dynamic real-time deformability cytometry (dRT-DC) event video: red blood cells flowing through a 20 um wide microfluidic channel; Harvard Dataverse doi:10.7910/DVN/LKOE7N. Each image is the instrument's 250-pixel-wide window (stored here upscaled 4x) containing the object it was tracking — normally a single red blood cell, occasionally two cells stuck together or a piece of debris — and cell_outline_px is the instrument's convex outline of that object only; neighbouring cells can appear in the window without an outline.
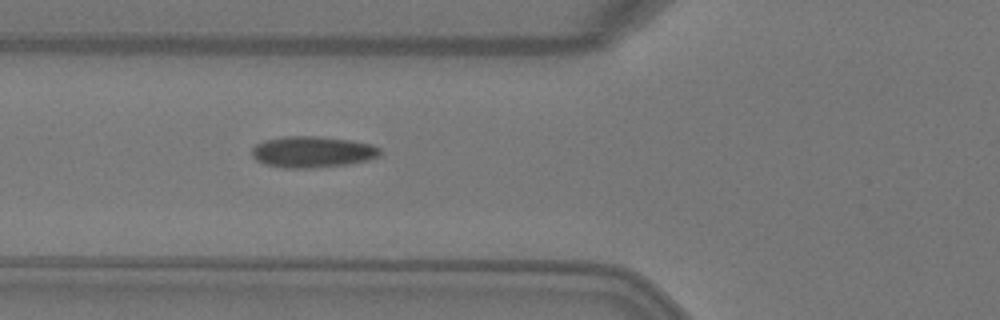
{"species": "Egyptian fruit bat (a non-hibernating species)", "species_latin": "Rousettus aegyptiacus", "temperature_condition": "warm", "stored_images_in_passage": 6, "camera_frame_rate_fps": 3000, "um_per_image_px": 0.085, "animal": {"sex": "female"}, "frame": {"image": 1, "passage_image": 6, "time_ms": 1.667, "image_size_px": [1000, 320], "cell_outline_px": [[380, 156], [368, 160], [344, 164], [312, 168], [284, 168], [264, 164], [256, 160], [252, 156], [252, 148], [256, 144], [264, 140], [284, 136], [320, 136], [352, 140], [372, 144], [380, 148]], "centroid_in_image_um": [26.54, 12.9], "position_along_channel_um": 99.3, "area_um2": 23.47}}